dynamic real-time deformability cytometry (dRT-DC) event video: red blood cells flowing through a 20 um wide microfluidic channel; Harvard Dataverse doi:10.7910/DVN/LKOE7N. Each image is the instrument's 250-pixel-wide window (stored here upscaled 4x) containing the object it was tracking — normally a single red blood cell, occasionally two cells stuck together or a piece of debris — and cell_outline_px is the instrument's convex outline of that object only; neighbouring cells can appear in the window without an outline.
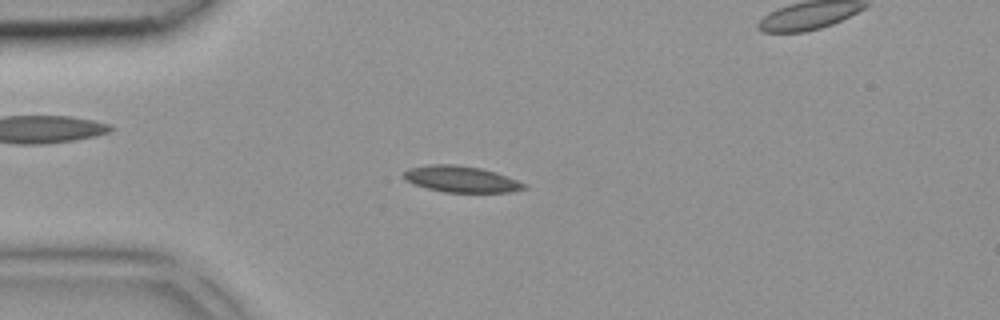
{"species": "common noctule bat (a hibernating species)", "species_latin": "Nyctalus noctula", "temperature_condition": "room temperature", "stored_images_in_passage": 43, "camera_frame_rate_fps": 3000, "um_per_image_px": 0.085, "animal": {"sex": "female", "body_mass_g": 18.4}, "frame": {"image": 1, "passage_image": 10, "time_ms": 3.0, "image_size_px": [1000, 320], "cell_outline_px": [[528, 184], [524, 188], [512, 192], [444, 192], [428, 188], [416, 184], [408, 180], [404, 176], [404, 172], [408, 168], [432, 164], [456, 164], [480, 168], [496, 172]], "centroid_in_image_um": [39.24, 15.22], "position_along_channel_um": 45.8, "area_um2": 18.21}}
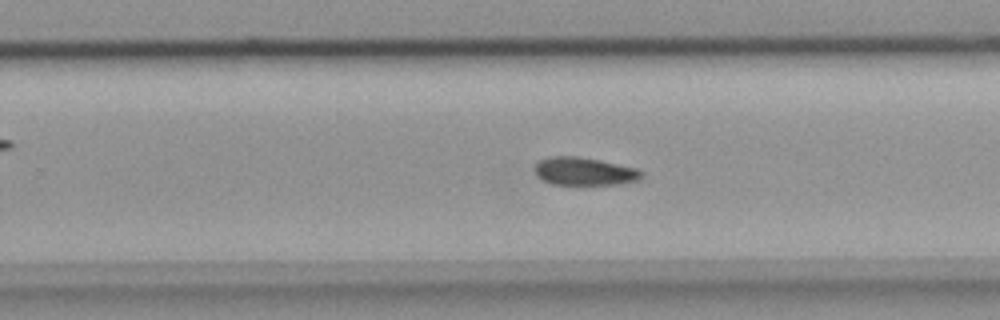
{"frame": {"image": 2, "passage_image": 26, "time_ms": 8.333, "image_size_px": [1000, 320], "cell_outline_px": [[640, 176], [636, 180], [620, 184], [552, 184], [536, 176], [532, 168], [540, 160], [548, 156], [576, 156], [636, 168], [640, 172]], "centroid_in_image_um": [49.55, 14.56], "position_along_channel_um": 280.2, "area_um2": 17.05}}
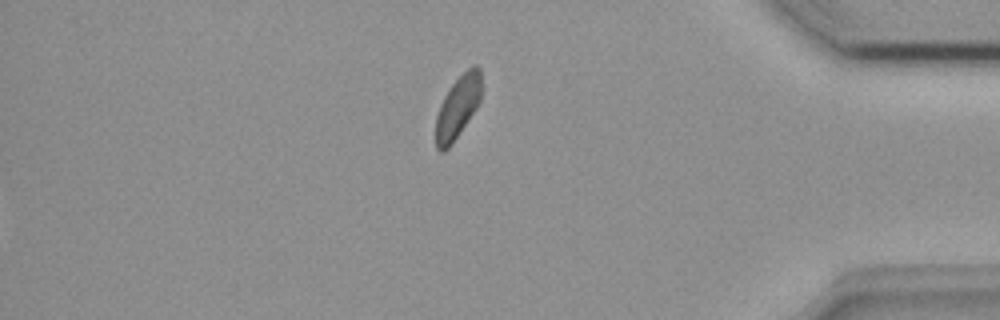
{"frame": {"image": 3, "passage_image": 43, "time_ms": 14.0, "image_size_px": [1000, 320], "cell_outline_px": [[480, 100], [476, 108], [452, 144], [444, 152], [440, 152], [436, 148], [436, 116], [440, 104], [444, 96], [452, 84], [472, 64], [476, 64], [480, 68]], "centroid_in_image_um": [38.89, 9.11], "position_along_channel_um": 396.3, "area_um2": 16.42}}